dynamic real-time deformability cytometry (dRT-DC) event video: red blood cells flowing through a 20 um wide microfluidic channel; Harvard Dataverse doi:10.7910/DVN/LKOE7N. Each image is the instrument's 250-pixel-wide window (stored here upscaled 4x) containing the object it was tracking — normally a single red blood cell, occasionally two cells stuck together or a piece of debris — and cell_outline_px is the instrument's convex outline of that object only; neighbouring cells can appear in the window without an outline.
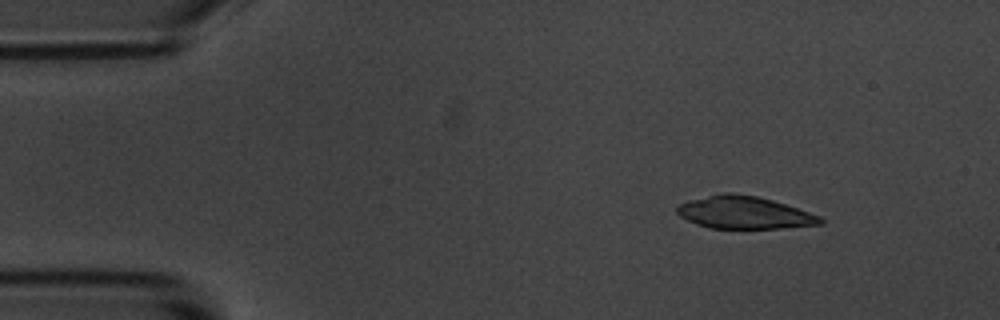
{"species": "common noctule bat (a hibernating species)", "species_latin": "Nyctalus noctula", "temperature_condition": "room temperature", "stored_images_in_passage": 4, "camera_frame_rate_fps": 3000, "um_per_image_px": 0.085, "animal": {"sex": "male", "body_mass_g": 20.1, "forearm_length_mm": 53.5}, "frame": {"image": 1, "passage_image": 1, "time_ms": 0.0, "image_size_px": [1000, 320], "cell_outline_px": [[824, 224], [780, 228], [708, 228], [696, 224], [680, 216], [676, 212], [676, 208], [680, 204], [688, 200], [724, 192], [732, 192], [756, 196], [772, 200], [820, 216], [824, 220]], "centroid_in_image_um": [63.24, 18.07], "position_along_channel_um": 21.8, "area_um2": 26.99}}